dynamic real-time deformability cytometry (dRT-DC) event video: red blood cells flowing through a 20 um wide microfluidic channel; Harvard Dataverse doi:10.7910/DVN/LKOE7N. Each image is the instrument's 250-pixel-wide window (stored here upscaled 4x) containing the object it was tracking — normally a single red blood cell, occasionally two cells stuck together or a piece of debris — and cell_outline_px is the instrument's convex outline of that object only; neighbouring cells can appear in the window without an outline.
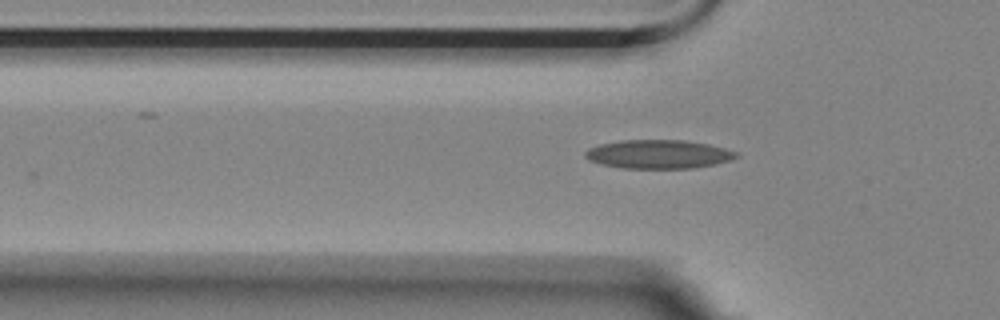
{"species": "Egyptian fruit bat (a non-hibernating species)", "species_latin": "Rousettus aegyptiacus", "temperature_condition": "room temperature", "stored_images_in_passage": 3, "camera_frame_rate_fps": 3000, "um_per_image_px": 0.085, "animal": {"sex": "female"}, "frame": {"image": 1, "passage_image": 3, "time_ms": 0.667, "image_size_px": [1000, 320], "cell_outline_px": [[740, 156], [732, 160], [692, 168], [624, 168], [600, 164], [588, 160], [584, 156], [584, 152], [588, 148], [600, 144], [624, 140], [684, 140], [708, 144], [740, 152]], "centroid_in_image_um": [55.97, 13.1], "position_along_channel_um": 69.8, "area_um2": 25.32}}